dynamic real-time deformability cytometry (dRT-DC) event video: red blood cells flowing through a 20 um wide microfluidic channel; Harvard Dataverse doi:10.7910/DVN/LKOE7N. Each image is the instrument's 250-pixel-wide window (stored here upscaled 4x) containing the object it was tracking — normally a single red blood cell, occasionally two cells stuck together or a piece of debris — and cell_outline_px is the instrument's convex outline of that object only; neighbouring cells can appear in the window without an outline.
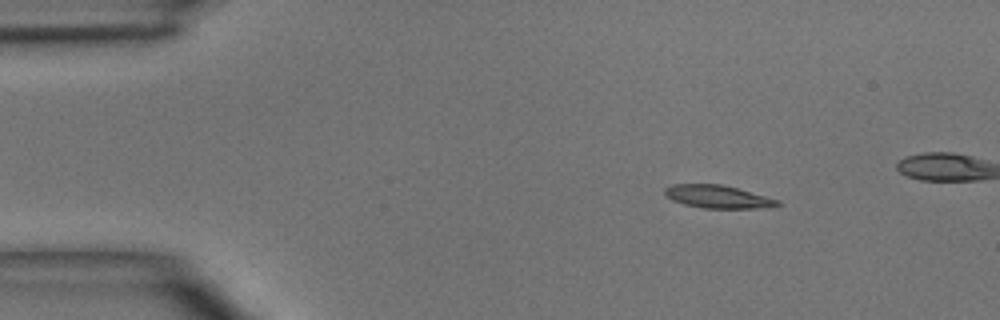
{"species": "common noctule bat (a hibernating species)", "species_latin": "Nyctalus noctula", "temperature_condition": "room temperature", "stored_images_in_passage": 4, "camera_frame_rate_fps": 3000, "um_per_image_px": 0.085, "animal": {"sex": "male", "body_mass_g": 15.6}, "frame": {"image": 1, "passage_image": 1, "time_ms": 0.0, "image_size_px": [1000, 320], "cell_outline_px": [[780, 204], [772, 208], [704, 208], [684, 204], [672, 200], [664, 192], [664, 188], [672, 184], [720, 184], [736, 188], [780, 200]], "centroid_in_image_um": [61.03, 16.72], "position_along_channel_um": 24.0, "area_um2": 14.97}}